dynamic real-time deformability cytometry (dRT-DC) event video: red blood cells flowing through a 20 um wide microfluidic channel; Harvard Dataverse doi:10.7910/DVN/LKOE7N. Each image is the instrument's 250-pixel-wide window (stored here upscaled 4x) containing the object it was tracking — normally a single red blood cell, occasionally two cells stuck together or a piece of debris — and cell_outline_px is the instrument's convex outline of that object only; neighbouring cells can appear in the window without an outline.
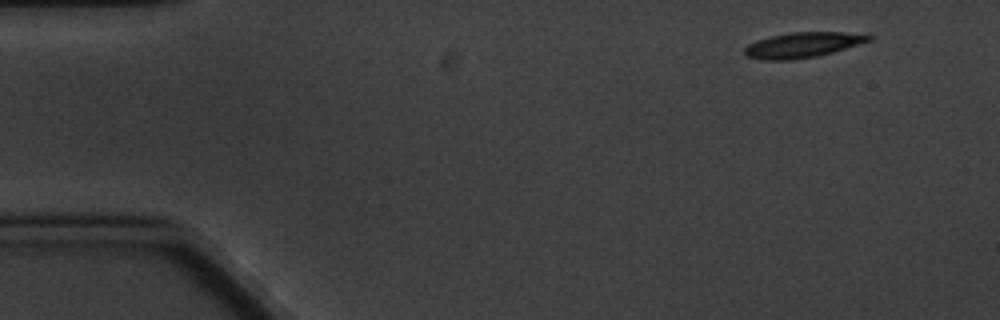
{"species": "common noctule bat (a hibernating species)", "species_latin": "Nyctalus noctula", "temperature_condition": "cold", "stored_images_in_passage": 10, "camera_frame_rate_fps": 3000, "um_per_image_px": 0.085, "animal": {"sex": "male", "body_mass_g": 20.1, "forearm_length_mm": 53.5}, "frame": {"image": 1, "passage_image": 1, "time_ms": 0.0, "image_size_px": [1000, 320], "cell_outline_px": [[872, 40], [832, 52], [816, 56], [792, 60], [760, 60], [744, 56], [744, 48], [748, 44], [756, 40], [772, 36], [792, 32], [844, 32], [872, 36]], "centroid_in_image_um": [68.15, 3.83], "position_along_channel_um": 16.8, "area_um2": 18.21}}
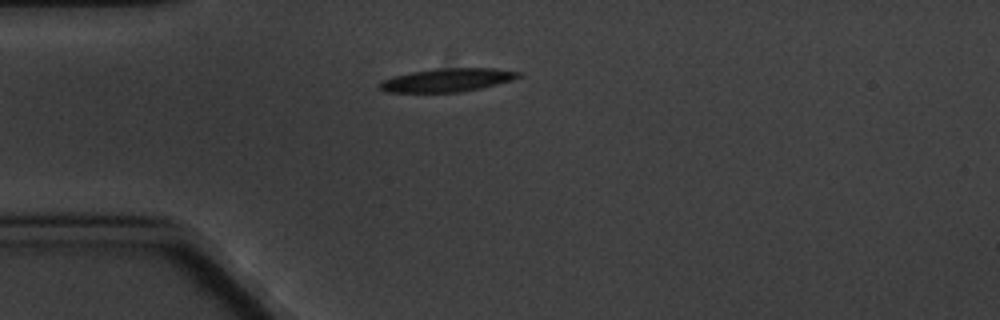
{"frame": {"image": 2, "passage_image": 4, "time_ms": 3.333, "image_size_px": [1000, 320], "cell_outline_px": [[520, 76], [512, 80], [480, 88], [460, 92], [384, 92], [376, 84], [380, 80], [392, 76], [432, 68], [492, 68], [520, 72]], "centroid_in_image_um": [37.93, 6.8], "position_along_channel_um": 47.1, "area_um2": 18.96}}
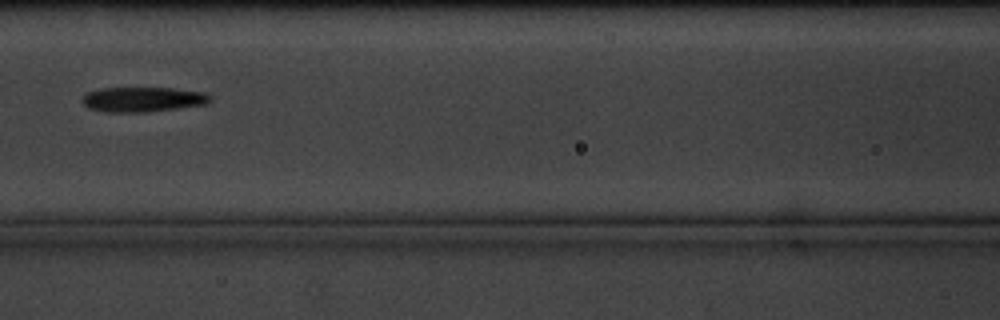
{"frame": {"image": 3, "passage_image": 7, "time_ms": 7.0, "image_size_px": [1000, 320], "cell_outline_px": [[212, 100], [208, 104], [144, 112], [108, 112], [88, 108], [80, 100], [88, 92], [100, 88], [176, 88], [204, 92], [212, 96]], "centroid_in_image_um": [12.17, 8.44], "position_along_channel_um": 154.4, "area_um2": 18.61}}